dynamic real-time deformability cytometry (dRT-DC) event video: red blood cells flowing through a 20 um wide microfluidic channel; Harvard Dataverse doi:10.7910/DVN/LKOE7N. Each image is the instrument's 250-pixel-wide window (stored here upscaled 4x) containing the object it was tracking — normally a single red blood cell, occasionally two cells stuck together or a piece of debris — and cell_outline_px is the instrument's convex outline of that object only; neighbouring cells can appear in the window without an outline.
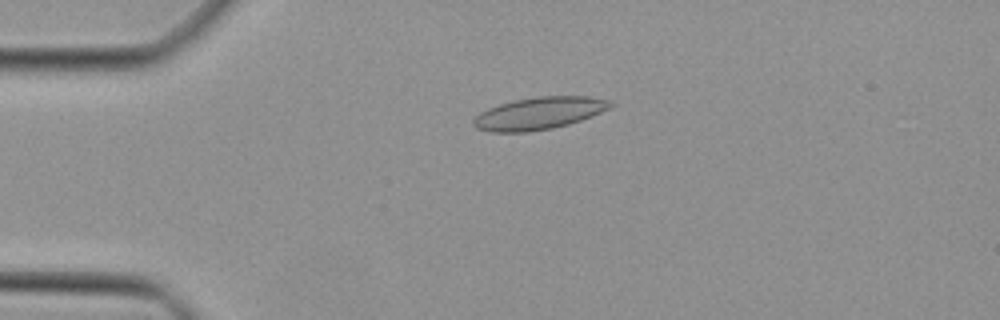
{"species": "Egyptian fruit bat (a non-hibernating species)", "species_latin": "Rousettus aegyptiacus", "temperature_condition": "cold", "stored_images_in_passage": 38, "camera_frame_rate_fps": 3000, "um_per_image_px": 0.085, "animal": {"sex": "female"}, "frame": {"image": 1, "passage_image": 2, "time_ms": 0.333, "image_size_px": [1000, 320], "cell_outline_px": [[616, 104], [592, 116], [568, 124], [552, 128], [528, 132], [492, 132], [476, 128], [472, 124], [472, 120], [480, 112], [488, 108], [500, 104], [516, 100], [536, 96], [588, 96], [612, 100]], "centroid_in_image_um": [45.83, 9.62], "position_along_channel_um": 39.2, "area_um2": 25.78}}
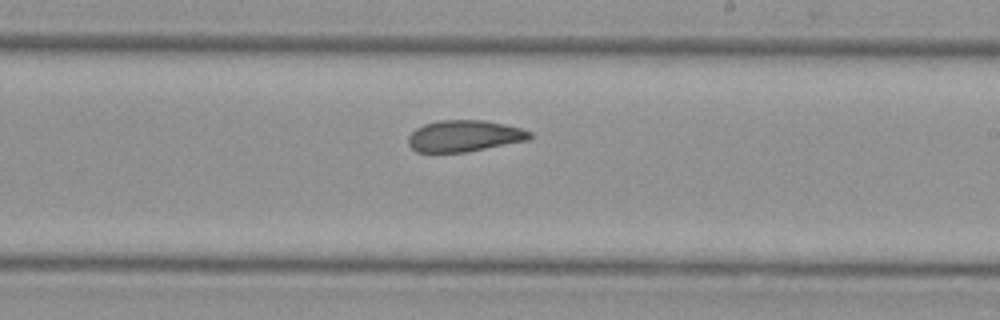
{"frame": {"image": 2, "passage_image": 19, "time_ms": 6.0, "image_size_px": [1000, 320], "cell_outline_px": [[532, 136], [528, 140], [468, 152], [416, 152], [408, 144], [408, 136], [416, 128], [424, 124], [440, 120], [484, 120], [504, 124], [520, 128], [532, 132]], "centroid_in_image_um": [39.46, 11.56], "position_along_channel_um": 249.5, "area_um2": 22.31}}
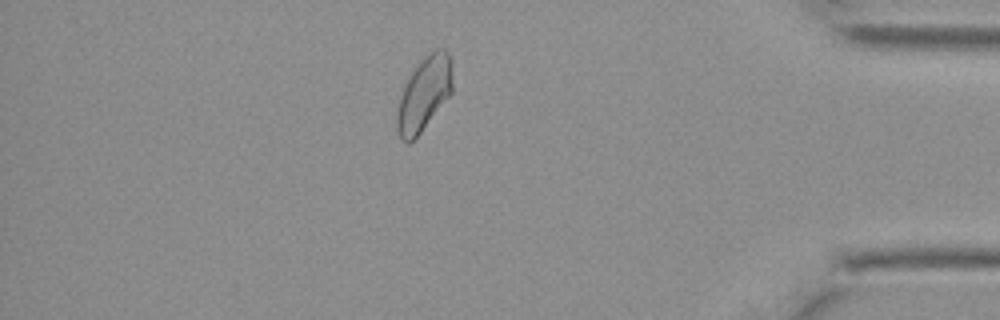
{"frame": {"image": 3, "passage_image": 32, "time_ms": 10.333, "image_size_px": [1000, 320], "cell_outline_px": [[452, 92], [420, 132], [408, 144], [404, 144], [400, 140], [396, 128], [396, 116], [400, 96], [412, 72], [420, 60], [436, 48], [444, 48], [448, 52], [452, 60]], "centroid_in_image_um": [36.05, 7.97], "position_along_channel_um": 399.2, "area_um2": 23.76}}